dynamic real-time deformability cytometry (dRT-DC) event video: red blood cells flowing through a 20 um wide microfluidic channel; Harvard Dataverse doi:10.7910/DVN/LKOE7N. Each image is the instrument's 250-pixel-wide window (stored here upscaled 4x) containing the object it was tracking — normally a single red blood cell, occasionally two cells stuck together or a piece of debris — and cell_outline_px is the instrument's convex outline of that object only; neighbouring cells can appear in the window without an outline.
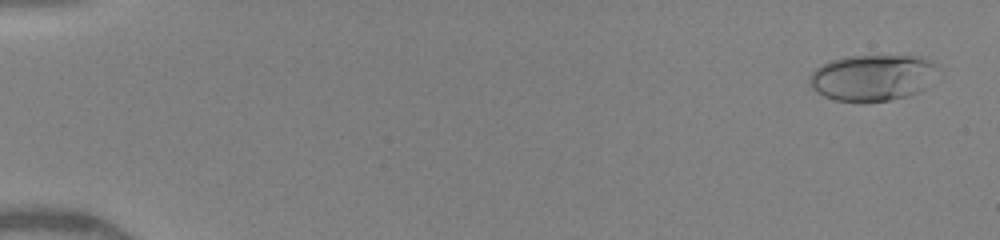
{"species": "human", "species_latin": "Homo sapiens", "temperature_condition": "warm", "stored_images_in_passage": 30, "camera_frame_rate_fps": 3000, "um_per_image_px": 0.085, "donor": {"sex": "female"}, "frame": {"image": 1, "passage_image": 3, "time_ms": 0.333, "image_size_px": [1000, 240], "cell_outline_px": [[940, 64], [924, 88], [920, 92], [908, 96], [888, 100], [864, 104], [836, 100], [824, 96], [816, 92], [808, 84], [808, 76], [820, 64], [844, 56], [924, 56]], "centroid_in_image_um": [74.13, 6.61], "position_along_channel_um": 10.9, "area_um2": 35.26}}
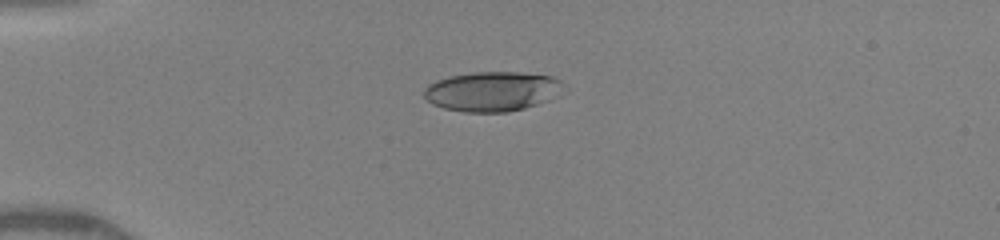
{"frame": {"image": 2, "passage_image": 23, "time_ms": 4.0, "image_size_px": [1000, 240], "cell_outline_px": [[568, 88], [560, 96], [524, 108], [504, 112], [464, 112], [444, 108], [432, 104], [424, 96], [424, 88], [428, 84], [436, 80], [448, 76], [472, 72], [520, 72], [552, 76], [560, 80]], "centroid_in_image_um": [41.89, 7.76], "position_along_channel_um": 43.1, "area_um2": 32.71}}